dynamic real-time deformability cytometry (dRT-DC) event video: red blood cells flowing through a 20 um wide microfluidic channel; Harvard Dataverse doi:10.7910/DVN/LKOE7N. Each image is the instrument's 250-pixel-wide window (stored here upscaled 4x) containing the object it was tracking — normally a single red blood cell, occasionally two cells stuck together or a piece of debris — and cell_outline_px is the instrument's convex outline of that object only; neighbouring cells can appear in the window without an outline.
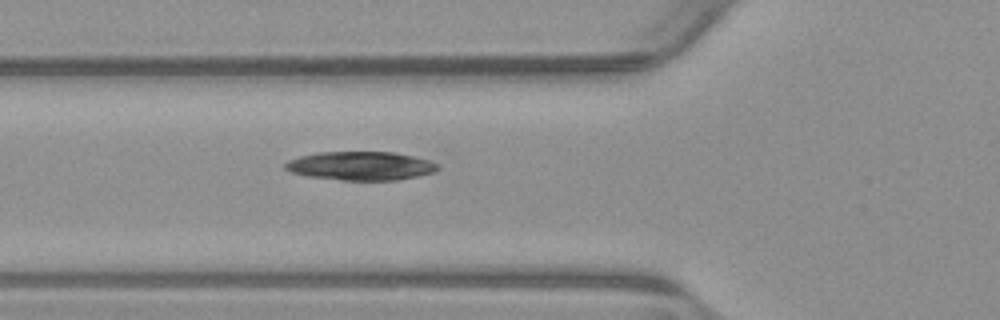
{"species": "common noctule bat (a hibernating species)", "species_latin": "Nyctalus noctula", "temperature_condition": "warm", "stored_images_in_passage": 16, "camera_frame_rate_fps": 3000, "um_per_image_px": 0.085, "animal": {"sex": "male", "body_mass_g": 23.1, "forearm_length_mm": 52.7}, "frame": {"image": 1, "passage_image": 3, "time_ms": 0.667, "image_size_px": [1000, 320], "cell_outline_px": [[440, 168], [432, 172], [416, 176], [396, 180], [340, 180], [308, 176], [292, 172], [284, 168], [284, 164], [288, 160], [300, 156], [320, 152], [392, 152], [412, 156], [428, 160], [440, 164]], "centroid_in_image_um": [30.65, 14.1], "position_along_channel_um": 95.2, "area_um2": 25.32}}
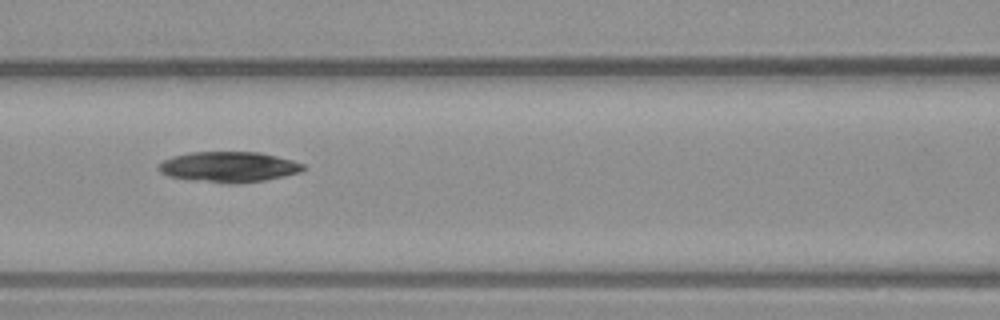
{"frame": {"image": 2, "passage_image": 7, "time_ms": 2.0, "image_size_px": [1000, 320], "cell_outline_px": [[304, 168], [300, 172], [284, 176], [264, 180], [240, 184], [228, 184], [188, 180], [168, 176], [160, 172], [160, 164], [164, 160], [188, 152], [260, 152], [292, 160], [304, 164]], "centroid_in_image_um": [19.45, 14.2], "position_along_channel_um": 147.1, "area_um2": 25.72}}
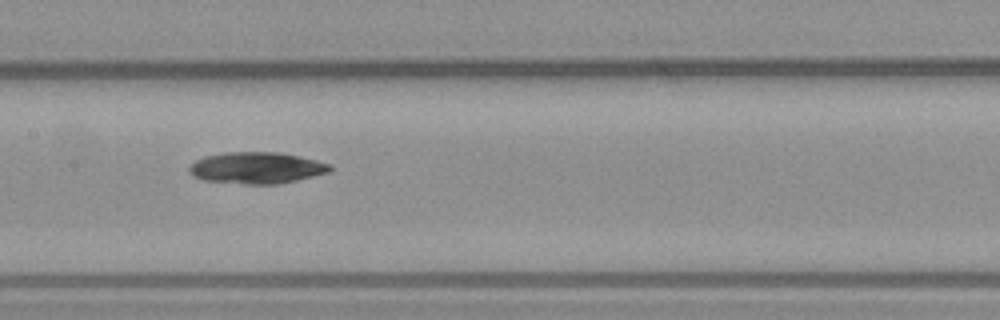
{"frame": {"image": 3, "passage_image": 10, "time_ms": 3.0, "image_size_px": [1000, 320], "cell_outline_px": [[332, 168], [328, 172], [280, 184], [244, 184], [204, 180], [192, 176], [188, 168], [196, 160], [204, 156], [224, 152], [280, 152], [300, 156], [332, 164]], "centroid_in_image_um": [21.8, 14.26], "position_along_channel_um": 185.6, "area_um2": 25.89}}